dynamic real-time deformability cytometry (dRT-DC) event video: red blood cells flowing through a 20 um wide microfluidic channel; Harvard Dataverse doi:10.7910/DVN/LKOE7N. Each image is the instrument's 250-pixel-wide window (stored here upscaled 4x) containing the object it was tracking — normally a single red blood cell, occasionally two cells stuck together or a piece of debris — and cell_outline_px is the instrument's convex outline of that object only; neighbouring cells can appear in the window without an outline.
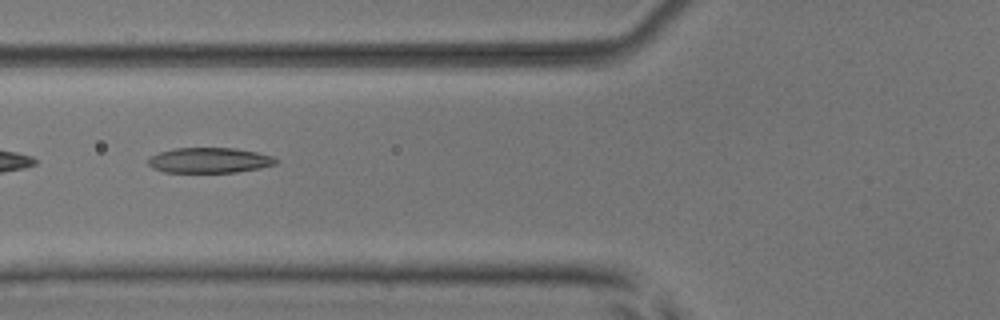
{"species": "common noctule bat (a hibernating species)", "species_latin": "Nyctalus noctula", "temperature_condition": "room temperature", "stored_images_in_passage": 3, "camera_frame_rate_fps": 3000, "um_per_image_px": 0.085, "animal": {"sex": "male", "body_mass_g": 17.9, "forearm_length_mm": 54.2}, "frame": {"image": 1, "passage_image": 2, "time_ms": 1.0, "image_size_px": [1000, 320], "cell_outline_px": [[280, 160], [276, 164], [260, 168], [236, 172], [164, 172], [152, 168], [148, 164], [148, 160], [152, 156], [160, 152], [176, 148], [236, 148], [256, 152], [272, 156]], "centroid_in_image_um": [17.83, 13.63], "position_along_channel_um": 108.0, "area_um2": 18.79}}
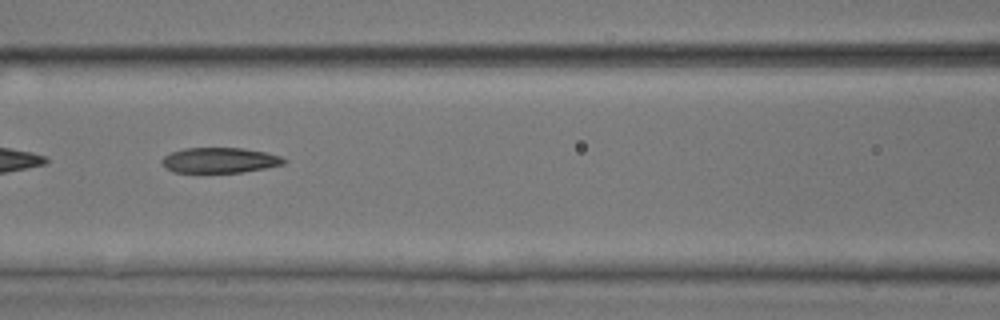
{"frame": {"image": 2, "passage_image": 3, "time_ms": 2.0, "image_size_px": [1000, 320], "cell_outline_px": [[288, 160], [284, 164], [264, 168], [240, 172], [172, 172], [164, 168], [160, 160], [164, 156], [172, 152], [184, 148], [244, 148], [264, 152], [280, 156]], "centroid_in_image_um": [18.64, 13.62], "position_along_channel_um": 148.0, "area_um2": 17.98}}